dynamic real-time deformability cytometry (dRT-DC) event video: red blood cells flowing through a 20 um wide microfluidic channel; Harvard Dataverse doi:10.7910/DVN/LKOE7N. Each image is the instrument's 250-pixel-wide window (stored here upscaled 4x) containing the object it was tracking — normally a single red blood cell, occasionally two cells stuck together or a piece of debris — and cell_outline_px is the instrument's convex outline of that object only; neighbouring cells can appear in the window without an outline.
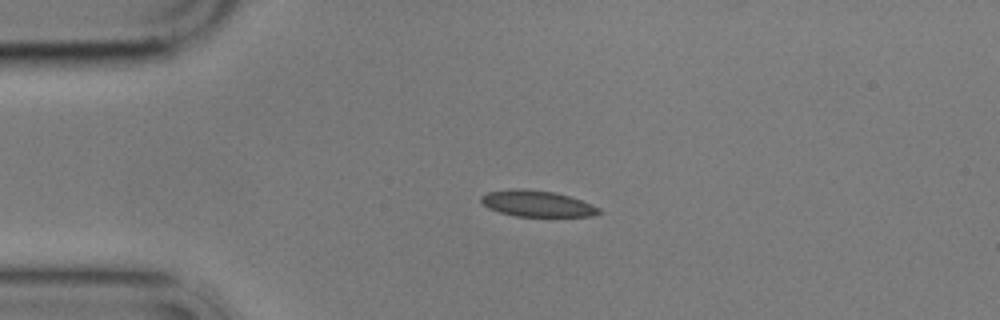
{"species": "common noctule bat (a hibernating species)", "species_latin": "Nyctalus noctula", "temperature_condition": "cold", "stored_images_in_passage": 3, "camera_frame_rate_fps": 3000, "um_per_image_px": 0.085, "animal": {"sex": "male", "body_mass_g": 17.9}, "frame": {"image": 1, "passage_image": 1, "time_ms": 0.0, "image_size_px": [1000, 320], "cell_outline_px": [[604, 212], [592, 216], [516, 216], [500, 212], [488, 208], [480, 200], [480, 196], [488, 192], [512, 188], [520, 188], [552, 192], [568, 196], [592, 204], [600, 208]], "centroid_in_image_um": [45.65, 17.31], "position_along_channel_um": 39.4, "area_um2": 17.86}}
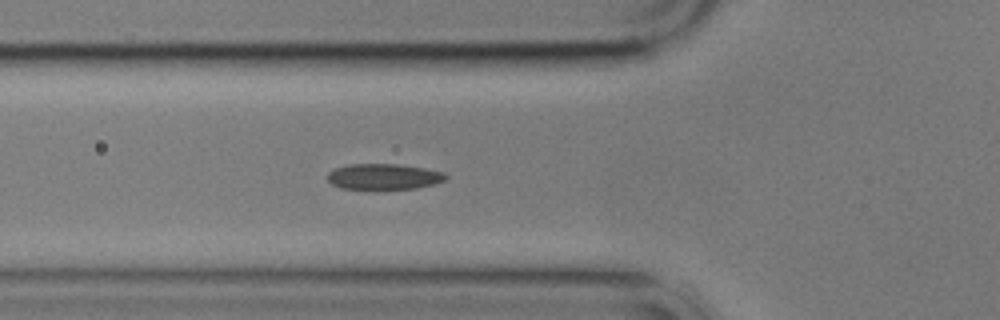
{"frame": {"image": 2, "passage_image": 3, "time_ms": 2.333, "image_size_px": [1000, 320], "cell_outline_px": [[448, 176], [444, 180], [436, 184], [416, 188], [340, 188], [332, 184], [328, 180], [328, 172], [332, 168], [348, 164], [396, 164], [424, 168], [444, 172]], "centroid_in_image_um": [32.61, 14.99], "position_along_channel_um": 93.2, "area_um2": 17.63}}